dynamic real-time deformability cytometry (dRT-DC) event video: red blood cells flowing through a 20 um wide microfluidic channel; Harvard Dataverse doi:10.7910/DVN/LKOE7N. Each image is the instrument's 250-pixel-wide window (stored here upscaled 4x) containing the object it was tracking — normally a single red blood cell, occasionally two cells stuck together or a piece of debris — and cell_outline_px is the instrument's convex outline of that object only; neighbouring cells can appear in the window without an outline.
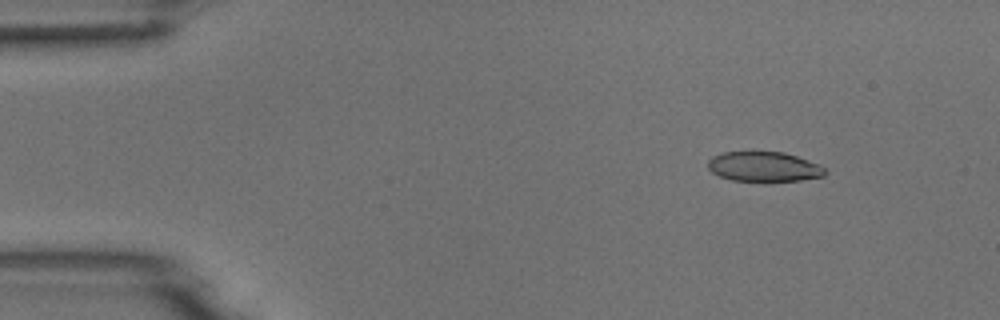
{"species": "common noctule bat (a hibernating species)", "species_latin": "Nyctalus noctula", "temperature_condition": "room temperature", "stored_images_in_passage": 7, "camera_frame_rate_fps": 3000, "um_per_image_px": 0.085, "animal": {"sex": "male", "body_mass_g": 18.8}, "frame": {"image": 1, "passage_image": 2, "time_ms": 0.333, "image_size_px": [1000, 320], "cell_outline_px": [[828, 172], [824, 176], [800, 180], [764, 184], [732, 180], [720, 176], [712, 172], [708, 168], [708, 160], [712, 156], [724, 152], [784, 152], [820, 164]], "centroid_in_image_um": [64.95, 14.21], "position_along_channel_um": 20.1, "area_um2": 21.1}}
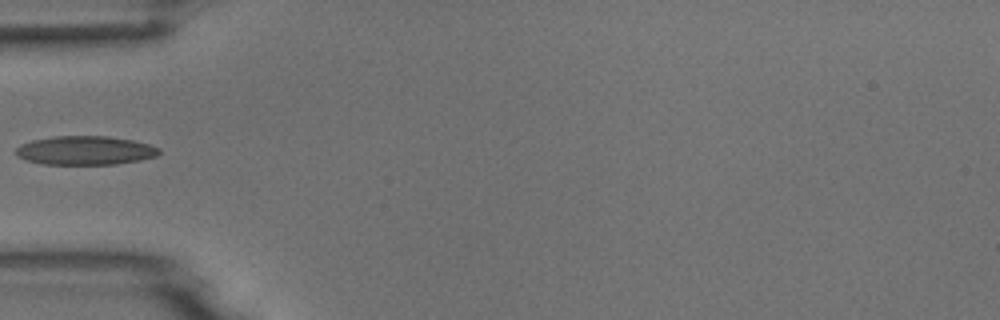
{"frame": {"image": 2, "passage_image": 5, "time_ms": 1.333, "image_size_px": [1000, 320], "cell_outline_px": [[160, 152], [156, 156], [140, 160], [116, 164], [44, 164], [24, 160], [16, 156], [16, 148], [20, 144], [32, 140], [52, 136], [108, 136], [132, 140], [148, 144], [160, 148]], "centroid_in_image_um": [7.21, 12.78], "position_along_channel_um": 77.8, "area_um2": 24.16}}